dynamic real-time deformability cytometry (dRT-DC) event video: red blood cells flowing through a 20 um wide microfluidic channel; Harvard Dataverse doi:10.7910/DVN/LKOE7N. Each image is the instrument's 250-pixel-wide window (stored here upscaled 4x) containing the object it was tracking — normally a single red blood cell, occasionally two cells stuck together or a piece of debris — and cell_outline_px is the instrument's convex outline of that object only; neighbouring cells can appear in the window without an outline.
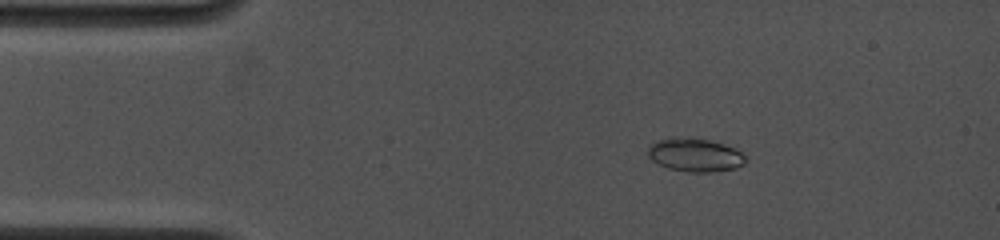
{"species": "common noctule bat (a hibernating species)", "species_latin": "Nyctalus noctula", "temperature_condition": "cold", "stored_images_in_passage": 17, "camera_frame_rate_fps": 4500, "um_per_image_px": 0.085, "animal": {"sex": "female", "body_mass_g": 19.0, "forearm_length_mm": 53.3}, "frame": {"image": 1, "passage_image": 4, "time_ms": 2.444, "image_size_px": [1000, 240], "cell_outline_px": [[744, 164], [736, 168], [712, 172], [688, 172], [668, 168], [652, 160], [648, 156], [648, 148], [652, 144], [660, 140], [676, 136], [712, 140], [724, 144], [740, 152], [744, 156]], "centroid_in_image_um": [59.06, 13.17], "position_along_channel_um": 25.9, "area_um2": 18.84}}
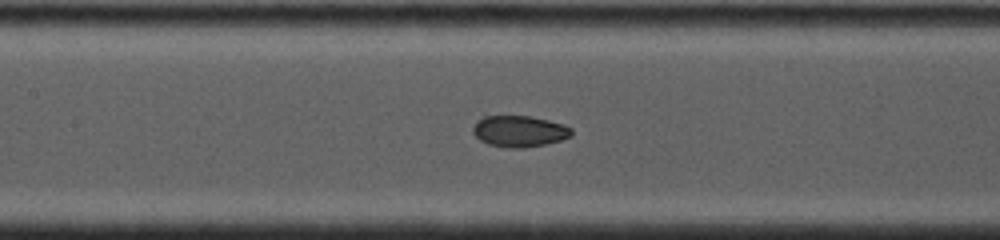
{"frame": {"image": 2, "passage_image": 13, "time_ms": 7.333, "image_size_px": [1000, 240], "cell_outline_px": [[572, 136], [560, 140], [544, 144], [524, 148], [508, 148], [488, 144], [480, 140], [472, 132], [472, 128], [484, 116], [528, 116], [548, 120], [564, 124], [572, 128]], "centroid_in_image_um": [44.16, 11.16], "position_along_channel_um": 163.2, "area_um2": 17.86}}
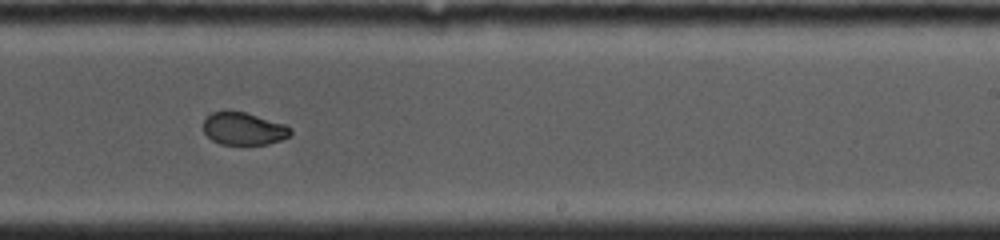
{"frame": {"image": 3, "passage_image": 16, "time_ms": 10.0, "image_size_px": [1000, 240], "cell_outline_px": [[292, 132], [288, 136], [280, 140], [268, 144], [220, 144], [212, 140], [204, 132], [204, 120], [212, 112], [244, 112], [284, 124], [292, 128]], "centroid_in_image_um": [20.72, 10.95], "position_along_channel_um": 268.3, "area_um2": 16.18}}